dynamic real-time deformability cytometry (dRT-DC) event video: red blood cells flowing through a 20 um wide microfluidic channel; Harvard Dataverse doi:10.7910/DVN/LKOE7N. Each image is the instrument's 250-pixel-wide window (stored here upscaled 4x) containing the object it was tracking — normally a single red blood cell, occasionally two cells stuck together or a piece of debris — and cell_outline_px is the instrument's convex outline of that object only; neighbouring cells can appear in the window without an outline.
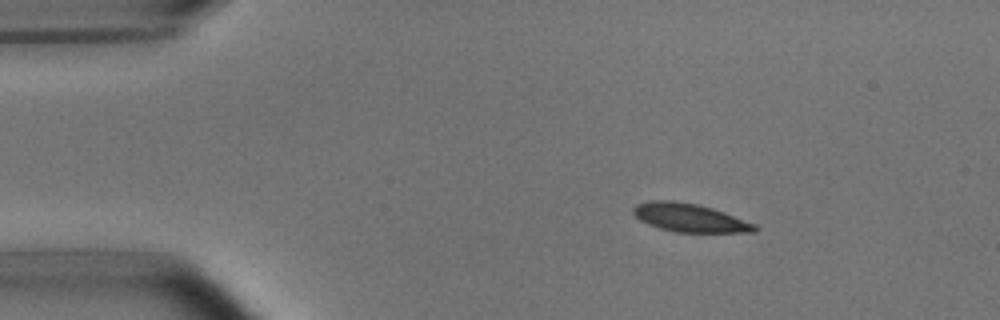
{"species": "common noctule bat (a hibernating species)", "species_latin": "Nyctalus noctula", "temperature_condition": "room temperature", "stored_images_in_passage": 2, "camera_frame_rate_fps": 3000, "um_per_image_px": 0.085, "animal": {"sex": "male", "body_mass_g": 15.6}, "frame": {"image": 1, "passage_image": 1, "time_ms": 0.0, "image_size_px": [1000, 320], "cell_outline_px": [[760, 228], [756, 232], [676, 232], [660, 228], [648, 224], [640, 220], [632, 212], [632, 208], [636, 204], [652, 200], [672, 200], [696, 204], [712, 208], [724, 212], [756, 224]], "centroid_in_image_um": [58.63, 18.51], "position_along_channel_um": 26.4, "area_um2": 20.06}}